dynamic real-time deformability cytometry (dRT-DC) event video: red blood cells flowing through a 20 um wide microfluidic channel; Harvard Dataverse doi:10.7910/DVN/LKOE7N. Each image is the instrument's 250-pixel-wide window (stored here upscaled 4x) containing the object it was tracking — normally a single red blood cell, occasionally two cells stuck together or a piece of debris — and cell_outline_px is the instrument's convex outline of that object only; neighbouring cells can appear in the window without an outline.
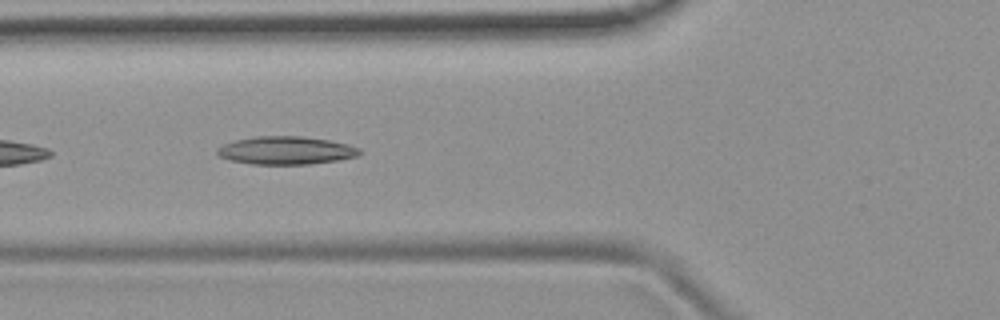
{"species": "common noctule bat (a hibernating species)", "species_latin": "Nyctalus noctula", "temperature_condition": "room temperature", "stored_images_in_passage": 7, "camera_frame_rate_fps": 3000, "um_per_image_px": 0.085, "animal": {"sex": "female", "body_mass_g": 19.9}, "frame": {"image": 1, "passage_image": 5, "time_ms": 1.333, "image_size_px": [1000, 320], "cell_outline_px": [[360, 156], [340, 160], [308, 164], [252, 164], [232, 160], [220, 156], [216, 152], [216, 148], [224, 144], [236, 140], [256, 136], [300, 136], [328, 140], [348, 144], [360, 148]], "centroid_in_image_um": [24.34, 12.79], "position_along_channel_um": 101.5, "area_um2": 23.18}}